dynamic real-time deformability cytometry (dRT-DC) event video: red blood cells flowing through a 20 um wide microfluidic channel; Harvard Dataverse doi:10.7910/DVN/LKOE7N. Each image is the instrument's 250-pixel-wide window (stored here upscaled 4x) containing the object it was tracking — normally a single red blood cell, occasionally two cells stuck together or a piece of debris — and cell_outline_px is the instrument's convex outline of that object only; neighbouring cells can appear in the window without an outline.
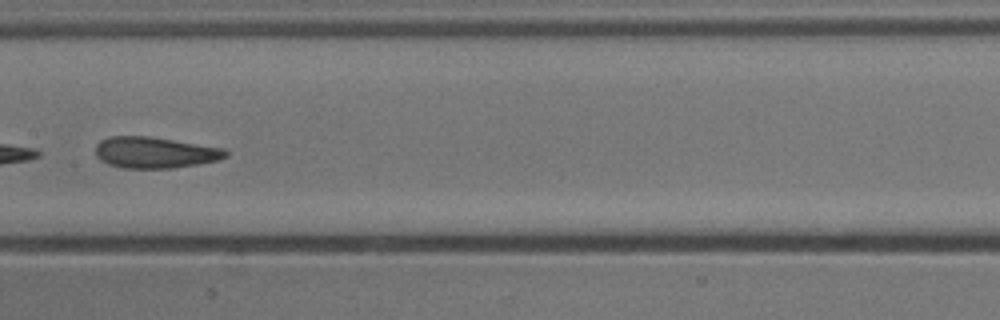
{"species": "common noctule bat (a hibernating species)", "species_latin": "Nyctalus noctula", "temperature_condition": "cold", "stored_images_in_passage": 21, "camera_frame_rate_fps": 3000, "um_per_image_px": 0.085, "animal": {"sex": "male", "body_mass_g": 13.3}, "frame": {"image": 1, "passage_image": 12, "time_ms": 3.667, "image_size_px": [1000, 320], "cell_outline_px": [[228, 156], [216, 160], [200, 164], [172, 168], [124, 168], [108, 164], [100, 160], [96, 156], [96, 144], [100, 140], [108, 136], [148, 136], [224, 148], [228, 152]], "centroid_in_image_um": [13.14, 12.96], "position_along_channel_um": 194.3, "area_um2": 23.7}}